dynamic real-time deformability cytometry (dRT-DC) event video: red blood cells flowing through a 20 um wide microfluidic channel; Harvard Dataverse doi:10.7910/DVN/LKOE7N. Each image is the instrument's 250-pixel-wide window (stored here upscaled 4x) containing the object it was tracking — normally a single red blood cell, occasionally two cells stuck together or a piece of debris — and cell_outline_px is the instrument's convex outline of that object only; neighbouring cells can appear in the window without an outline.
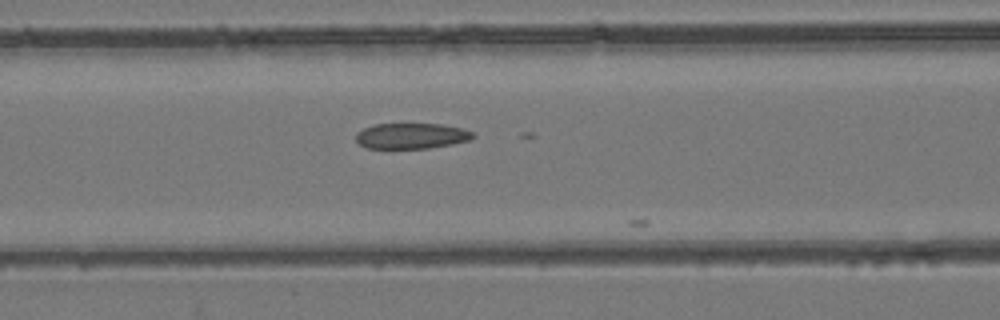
{"species": "common noctule bat (a hibernating species)", "species_latin": "Nyctalus noctula", "temperature_condition": "room temperature", "stored_images_in_passage": 12, "camera_frame_rate_fps": 3000, "um_per_image_px": 0.085, "animal": {"sex": "female", "body_mass_g": 24.6, "forearm_length_mm": 56.2}, "frame": {"image": 1, "passage_image": 11, "time_ms": 3.333, "image_size_px": [1000, 320], "cell_outline_px": [[476, 136], [472, 140], [452, 144], [428, 148], [368, 148], [360, 144], [356, 140], [356, 132], [364, 128], [376, 124], [444, 124], [464, 128], [472, 132]], "centroid_in_image_um": [35.02, 11.55], "position_along_channel_um": 131.6, "area_um2": 17.57}}